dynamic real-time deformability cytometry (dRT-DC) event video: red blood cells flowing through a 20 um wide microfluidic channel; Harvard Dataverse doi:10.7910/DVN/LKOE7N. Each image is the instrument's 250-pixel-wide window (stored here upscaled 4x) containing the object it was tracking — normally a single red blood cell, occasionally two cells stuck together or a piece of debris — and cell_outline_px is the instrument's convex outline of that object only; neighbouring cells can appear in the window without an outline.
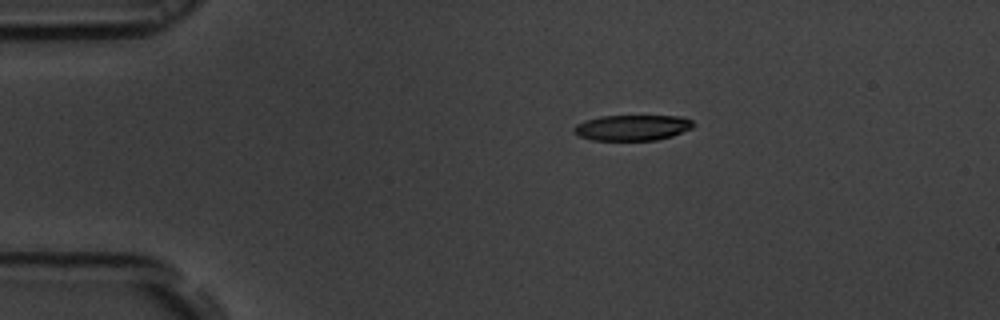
{"species": "common noctule bat (a hibernating species)", "species_latin": "Nyctalus noctula", "temperature_condition": "room temperature", "stored_images_in_passage": 46, "camera_frame_rate_fps": 3000, "um_per_image_px": 0.085, "animal": {"sex": "male", "body_mass_g": 19.5, "forearm_length_mm": 54.6}, "frame": {"image": 1, "passage_image": 1, "time_ms": 0.0, "image_size_px": [1000, 320], "cell_outline_px": [[696, 124], [692, 128], [672, 136], [656, 140], [592, 140], [580, 136], [572, 132], [572, 128], [576, 124], [600, 116], [680, 116], [692, 120]], "centroid_in_image_um": [53.76, 10.85], "position_along_channel_um": 31.2, "area_um2": 17.86}}
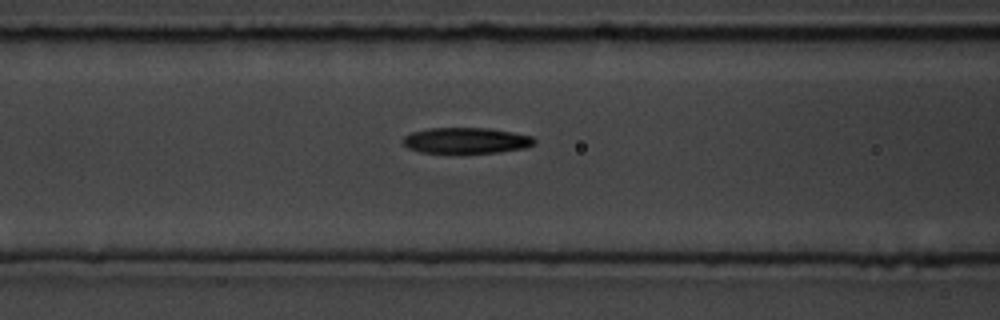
{"frame": {"image": 2, "passage_image": 13, "time_ms": 4.0, "image_size_px": [1000, 320], "cell_outline_px": [[536, 144], [528, 148], [496, 152], [420, 152], [408, 148], [400, 140], [404, 136], [412, 132], [428, 128], [488, 128], [512, 132], [532, 136], [536, 140]], "centroid_in_image_um": [39.64, 11.93], "position_along_channel_um": 127.0, "area_um2": 19.77}}
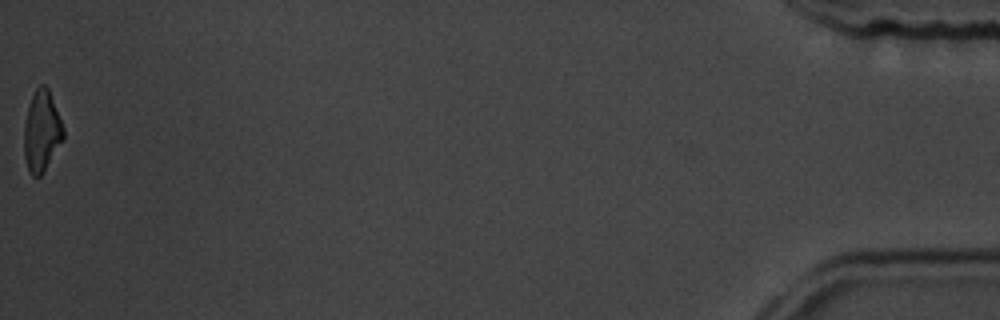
{"frame": {"image": 3, "passage_image": 46, "time_ms": 15.0, "image_size_px": [1000, 320], "cell_outline_px": [[64, 140], [44, 172], [40, 176], [32, 176], [28, 168], [24, 156], [24, 124], [28, 108], [32, 96], [36, 88], [40, 84], [44, 84], [48, 88], [64, 128]], "centroid_in_image_um": [3.56, 11.17], "position_along_channel_um": 431.6, "area_um2": 18.55}, "authors_computed_cell_mechanics": {"area_um2": 19.8832, "velocity_mm_per_s": 3.6862, "shape_relaxation_time_tau1_ms": 3.1942, "shape_relaxation_time_tau2_ms": null, "deformation_change_tau1": 0.1569, "deformation_change_tau2": null}}